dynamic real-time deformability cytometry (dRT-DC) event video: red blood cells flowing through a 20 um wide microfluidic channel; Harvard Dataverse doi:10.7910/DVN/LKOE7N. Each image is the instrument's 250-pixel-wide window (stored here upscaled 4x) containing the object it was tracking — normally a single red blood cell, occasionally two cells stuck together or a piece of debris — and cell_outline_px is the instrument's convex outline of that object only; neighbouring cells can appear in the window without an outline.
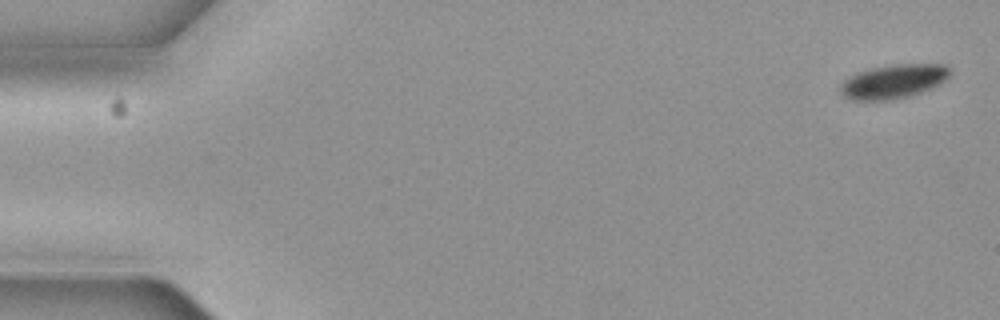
{"species": "common noctule bat (a hibernating species)", "species_latin": "Nyctalus noctula", "temperature_condition": "cold", "stored_images_in_passage": 6, "camera_frame_rate_fps": 3000, "um_per_image_px": 0.085, "animal": {"sex": "female", "body_mass_g": 19.3, "forearm_length_mm": 54.1}, "frame": {"image": 1, "passage_image": 1, "time_ms": 0.0, "image_size_px": [1000, 320], "cell_outline_px": [[948, 76], [940, 84], [932, 88], [908, 96], [892, 100], [852, 100], [844, 96], [840, 92], [840, 84], [844, 80], [856, 72], [872, 68], [892, 64], [944, 64], [948, 68]], "centroid_in_image_um": [75.9, 6.92], "position_along_channel_um": 9.1, "area_um2": 21.62}}
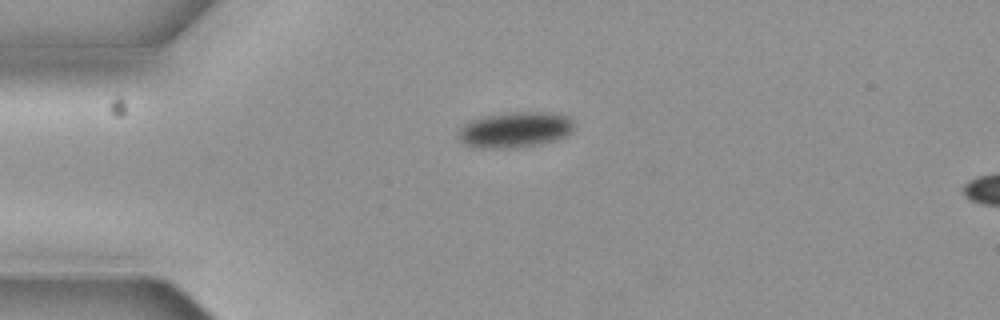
{"frame": {"image": 2, "passage_image": 4, "time_ms": 1.0, "image_size_px": [1000, 320], "cell_outline_px": [[572, 132], [556, 140], [536, 144], [512, 148], [480, 148], [464, 144], [460, 140], [460, 128], [468, 120], [484, 116], [512, 112], [552, 112], [568, 116], [572, 120]], "centroid_in_image_um": [43.77, 11.02], "position_along_channel_um": 41.2, "area_um2": 23.93}}
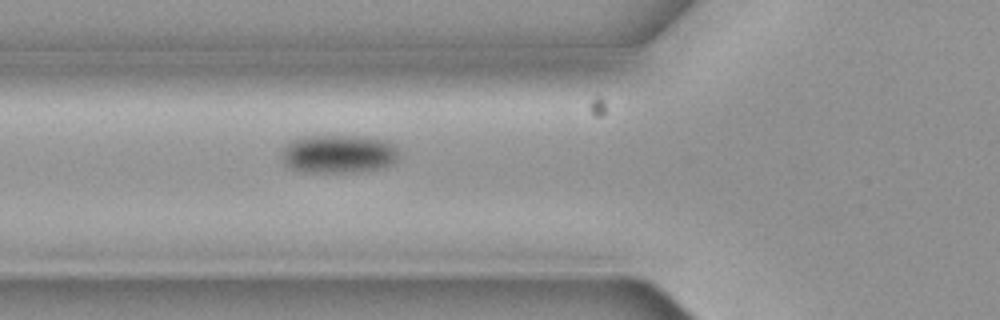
{"frame": {"image": 3, "passage_image": 6, "time_ms": 1.667, "image_size_px": [1000, 320], "cell_outline_px": [[396, 160], [392, 164], [380, 168], [356, 172], [300, 172], [288, 168], [284, 164], [280, 156], [280, 152], [292, 140], [304, 136], [360, 136], [384, 140], [392, 144], [396, 148]], "centroid_in_image_um": [28.7, 13.09], "position_along_channel_um": 97.1, "area_um2": 26.3}}